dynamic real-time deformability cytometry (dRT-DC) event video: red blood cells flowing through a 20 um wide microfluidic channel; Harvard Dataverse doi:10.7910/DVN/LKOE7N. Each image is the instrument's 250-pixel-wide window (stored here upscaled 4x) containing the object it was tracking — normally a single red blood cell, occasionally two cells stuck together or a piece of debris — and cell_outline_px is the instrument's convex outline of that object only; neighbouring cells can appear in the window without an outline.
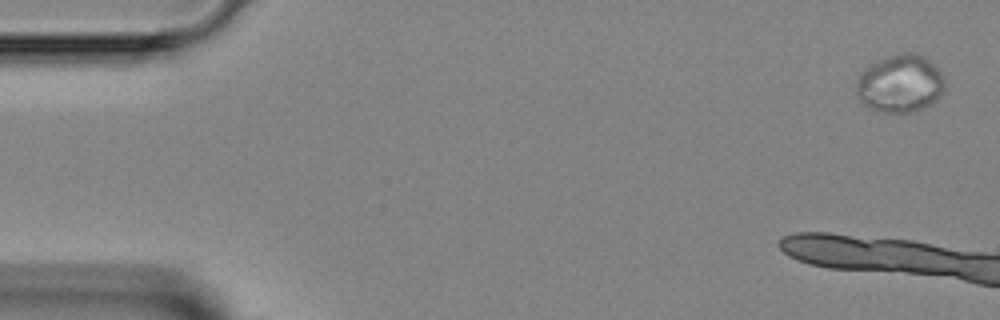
{"species": "Egyptian fruit bat (a non-hibernating species)", "species_latin": "Rousettus aegyptiacus", "temperature_condition": "room temperature", "stored_images_in_passage": 4, "camera_frame_rate_fps": 3000, "um_per_image_px": 0.085, "animal": {"sex": "female"}, "frame": {"image": 1, "passage_image": 1, "time_ms": 0.0, "image_size_px": [1000, 320], "cell_outline_px": [[944, 88], [940, 96], [932, 104], [912, 112], [884, 112], [868, 108], [856, 96], [856, 80], [860, 72], [868, 64], [876, 60], [900, 52], [916, 52], [924, 56], [944, 76]], "centroid_in_image_um": [76.47, 7.09], "position_along_channel_um": 8.5, "area_um2": 30.17}}